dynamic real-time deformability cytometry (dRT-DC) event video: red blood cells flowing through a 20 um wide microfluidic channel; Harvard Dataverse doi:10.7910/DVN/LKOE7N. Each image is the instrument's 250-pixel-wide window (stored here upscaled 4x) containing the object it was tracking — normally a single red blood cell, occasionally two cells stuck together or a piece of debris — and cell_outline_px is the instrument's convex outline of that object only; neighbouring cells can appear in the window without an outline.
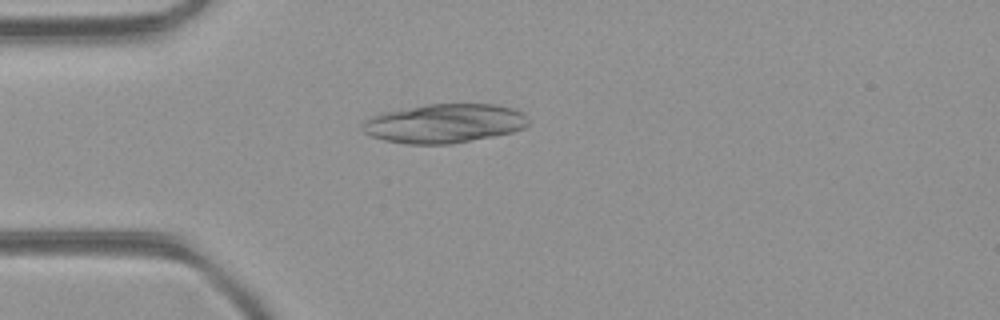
{"species": "common noctule bat (a hibernating species)", "species_latin": "Nyctalus noctula", "temperature_condition": "room temperature", "stored_images_in_passage": 5, "camera_frame_rate_fps": 3000, "um_per_image_px": 0.085, "animal": {"sex": "female", "body_mass_g": 21.9}, "frame": {"image": 1, "passage_image": 5, "time_ms": 1.333, "image_size_px": [1000, 320], "cell_outline_px": [[528, 124], [524, 128], [512, 132], [492, 136], [448, 144], [408, 144], [384, 140], [372, 136], [364, 132], [364, 120], [380, 112], [428, 104], [496, 104], [512, 108], [520, 112], [528, 120]], "centroid_in_image_um": [37.75, 10.48], "position_along_channel_um": 47.3, "area_um2": 37.45}}